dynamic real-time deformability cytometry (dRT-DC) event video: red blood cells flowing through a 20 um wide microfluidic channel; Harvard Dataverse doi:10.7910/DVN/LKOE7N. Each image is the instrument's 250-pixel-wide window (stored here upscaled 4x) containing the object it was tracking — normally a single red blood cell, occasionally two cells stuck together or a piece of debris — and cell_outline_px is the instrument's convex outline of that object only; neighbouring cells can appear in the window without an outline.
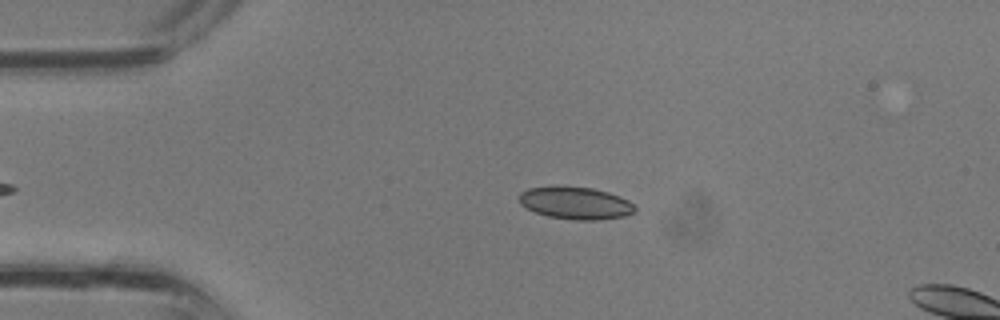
{"species": "common noctule bat (a hibernating species)", "species_latin": "Nyctalus noctula", "temperature_condition": "room temperature", "stored_images_in_passage": 6, "camera_frame_rate_fps": 3000, "um_per_image_px": 0.085, "animal": {"sex": "male", "body_mass_g": 13.3}, "frame": {"image": 1, "passage_image": 3, "time_ms": 0.667, "image_size_px": [1000, 320], "cell_outline_px": [[636, 212], [624, 216], [600, 220], [576, 220], [548, 216], [536, 212], [520, 204], [520, 192], [528, 188], [556, 184], [592, 188], [608, 192], [620, 196], [628, 200], [636, 208]], "centroid_in_image_um": [48.92, 17.23], "position_along_channel_um": 36.1, "area_um2": 22.2}}